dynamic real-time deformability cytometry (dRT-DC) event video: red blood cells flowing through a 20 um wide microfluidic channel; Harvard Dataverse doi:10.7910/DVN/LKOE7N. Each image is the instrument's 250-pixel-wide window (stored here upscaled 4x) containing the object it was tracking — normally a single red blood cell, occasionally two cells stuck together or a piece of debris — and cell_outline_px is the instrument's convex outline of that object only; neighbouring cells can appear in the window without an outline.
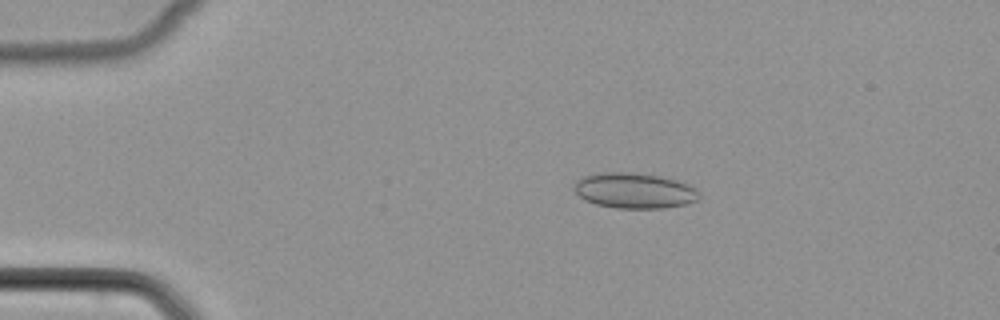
{"species": "common noctule bat (a hibernating species)", "species_latin": "Nyctalus noctula", "temperature_condition": "cold", "stored_images_in_passage": 43, "camera_frame_rate_fps": 3000, "um_per_image_px": 0.085, "animal": {"sex": "female", "body_mass_g": 22.7, "forearm_length_mm": 54.2}, "frame": {"image": 1, "passage_image": 2, "time_ms": 0.333, "image_size_px": [1000, 320], "cell_outline_px": [[700, 196], [696, 200], [684, 204], [664, 208], [616, 208], [596, 204], [584, 200], [572, 188], [576, 180], [580, 176], [596, 172], [636, 172], [660, 176], [676, 180], [688, 184], [696, 188], [700, 192]], "centroid_in_image_um": [53.88, 16.18], "position_along_channel_um": 31.1, "area_um2": 26.18}}
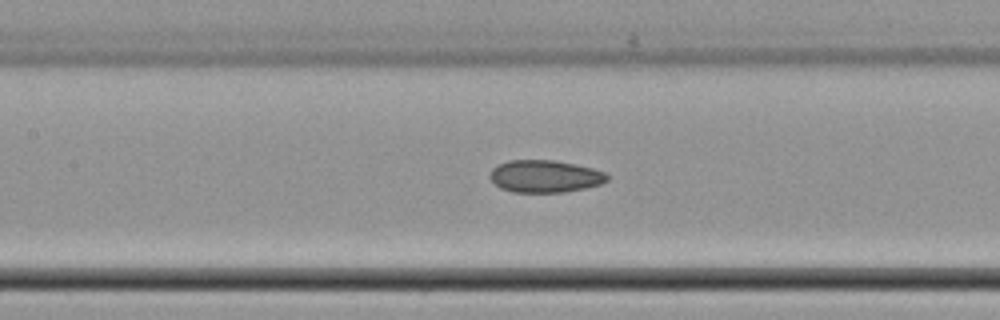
{"frame": {"image": 2, "passage_image": 16, "time_ms": 5.0, "image_size_px": [1000, 320], "cell_outline_px": [[608, 180], [600, 184], [584, 188], [564, 192], [512, 192], [500, 188], [488, 176], [492, 168], [496, 164], [508, 160], [556, 160], [576, 164], [592, 168], [604, 172], [608, 176]], "centroid_in_image_um": [46.28, 14.97], "position_along_channel_um": 161.1, "area_um2": 22.2}}
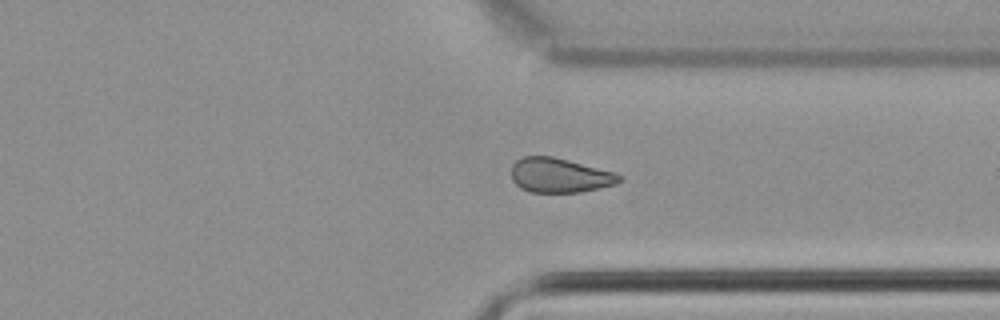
{"frame": {"image": 3, "passage_image": 31, "time_ms": 10.0, "image_size_px": [1000, 320], "cell_outline_px": [[620, 180], [616, 184], [600, 188], [580, 192], [532, 192], [520, 188], [512, 180], [512, 164], [516, 160], [524, 156], [552, 156], [616, 172], [620, 176]], "centroid_in_image_um": [47.56, 14.9], "position_along_channel_um": 363.8, "area_um2": 21.68}}